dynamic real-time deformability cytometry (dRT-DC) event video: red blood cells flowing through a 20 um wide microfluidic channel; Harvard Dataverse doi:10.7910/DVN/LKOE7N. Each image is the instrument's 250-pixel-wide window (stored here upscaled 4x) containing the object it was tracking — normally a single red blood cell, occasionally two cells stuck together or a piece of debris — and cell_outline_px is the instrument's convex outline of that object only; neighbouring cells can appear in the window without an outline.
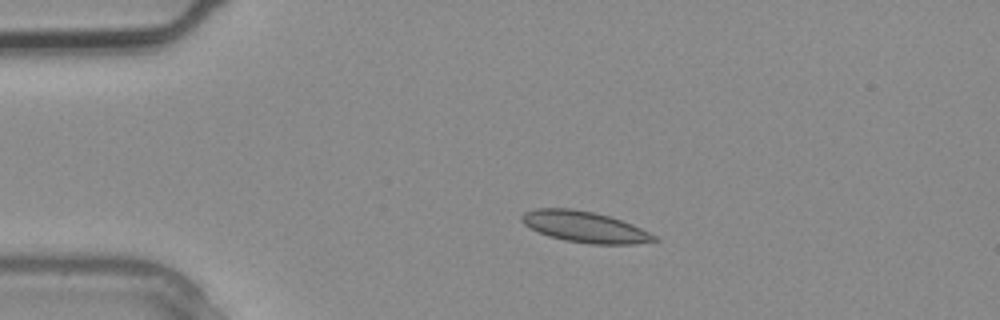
{"species": "common noctule bat (a hibernating species)", "species_latin": "Nyctalus noctula", "temperature_condition": "warm", "stored_images_in_passage": 2, "camera_frame_rate_fps": 3000, "um_per_image_px": 0.085, "animal": {"sex": "male", "body_mass_g": 20.4}, "frame": {"image": 1, "passage_image": 1, "time_ms": 0.0, "image_size_px": [1000, 320], "cell_outline_px": [[660, 240], [636, 244], [592, 244], [564, 240], [548, 236], [524, 224], [520, 220], [520, 216], [524, 212], [536, 208], [568, 208], [592, 212], [608, 216], [632, 224], [656, 236]], "centroid_in_image_um": [49.69, 19.29], "position_along_channel_um": 35.3, "area_um2": 23.76}}